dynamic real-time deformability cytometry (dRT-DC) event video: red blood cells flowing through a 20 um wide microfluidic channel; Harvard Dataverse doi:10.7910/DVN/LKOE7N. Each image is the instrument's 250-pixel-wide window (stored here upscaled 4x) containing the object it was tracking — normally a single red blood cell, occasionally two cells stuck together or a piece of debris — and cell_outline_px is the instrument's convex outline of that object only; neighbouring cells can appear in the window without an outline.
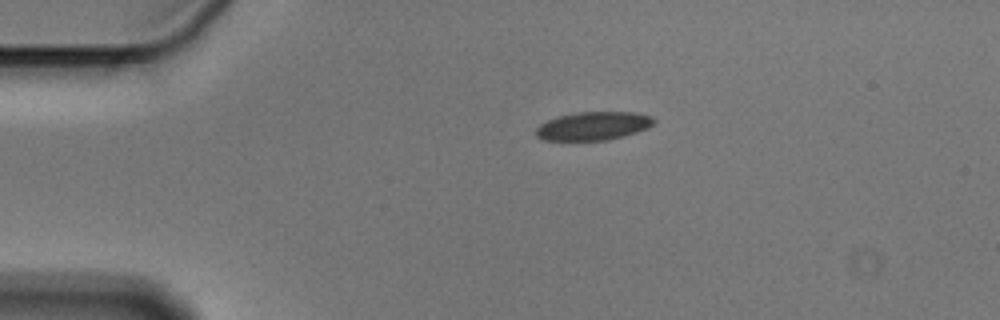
{"species": "Egyptian fruit bat (a non-hibernating species)", "species_latin": "Rousettus aegyptiacus", "temperature_condition": "cold", "stored_images_in_passage": 45, "camera_frame_rate_fps": 3000, "um_per_image_px": 0.085, "animal": {"sex": "male"}, "frame": {"image": 1, "passage_image": 1, "time_ms": 0.0, "image_size_px": [1000, 320], "cell_outline_px": [[656, 120], [648, 128], [624, 136], [608, 140], [544, 140], [536, 136], [536, 128], [540, 124], [548, 120], [560, 116], [576, 112], [632, 112], [652, 116]], "centroid_in_image_um": [50.44, 10.71], "position_along_channel_um": 34.6, "area_um2": 19.42}}
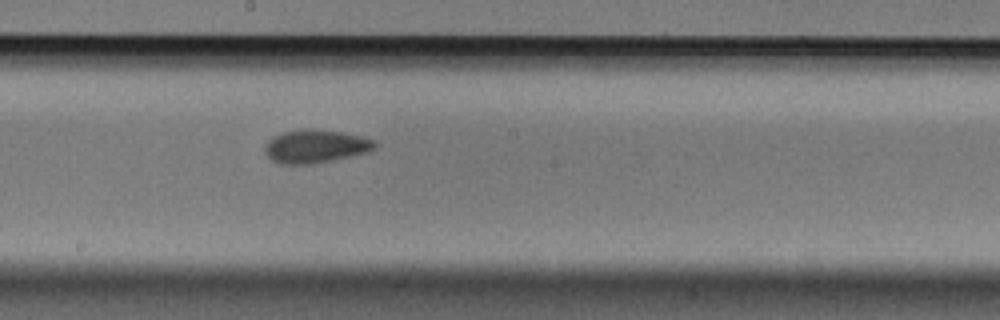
{"frame": {"image": 2, "passage_image": 20, "time_ms": 6.333, "image_size_px": [1000, 320], "cell_outline_px": [[376, 148], [368, 152], [332, 160], [312, 164], [280, 164], [272, 160], [264, 152], [264, 144], [272, 136], [280, 132], [308, 128], [312, 128], [340, 132], [360, 136], [372, 140], [376, 144]], "centroid_in_image_um": [26.75, 12.43], "position_along_channel_um": 221.4, "area_um2": 21.39}}
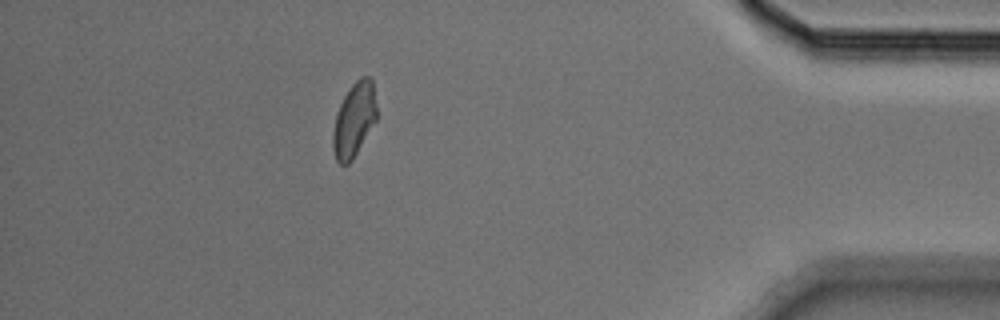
{"frame": {"image": 3, "passage_image": 39, "time_ms": 12.667, "image_size_px": [1000, 320], "cell_outline_px": [[376, 120], [352, 160], [348, 164], [340, 164], [336, 160], [332, 148], [332, 132], [336, 112], [344, 96], [352, 84], [360, 76], [368, 76], [372, 80], [376, 104]], "centroid_in_image_um": [30.07, 10.18], "position_along_channel_um": 405.1, "area_um2": 18.9}, "authors_computed_cell_mechanics": {"area_um2": 19.7676, "velocity_mm_per_s": 3.5897, "shape_relaxation_time_tau1_ms": 4.6569, "shape_relaxation_time_tau2_ms": 5.7031, "deformation_change_tau1": 0.0984, "deformation_change_tau2": 0.0938}}